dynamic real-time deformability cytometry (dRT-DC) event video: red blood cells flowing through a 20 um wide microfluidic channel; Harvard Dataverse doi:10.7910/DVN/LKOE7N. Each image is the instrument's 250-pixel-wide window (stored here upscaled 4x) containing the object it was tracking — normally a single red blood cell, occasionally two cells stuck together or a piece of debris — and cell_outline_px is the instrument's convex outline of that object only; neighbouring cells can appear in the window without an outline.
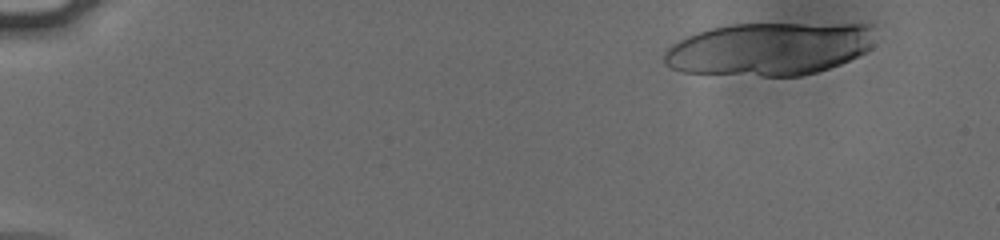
{"species": "human", "species_latin": "Homo sapiens", "temperature_condition": "cold", "stored_images_in_passage": 17, "camera_frame_rate_fps": 3000, "um_per_image_px": 0.085, "donor": {"sex": "male"}, "frame": {"image": 1, "passage_image": 1, "time_ms": 0.0, "image_size_px": [1000, 240], "cell_outline_px": [[872, 48], [868, 52], [840, 64], [816, 72], [800, 76], [760, 76], [684, 72], [672, 68], [664, 60], [664, 52], [672, 44], [688, 36], [712, 28], [732, 24], [872, 24]], "centroid_in_image_um": [65.42, 4.16], "position_along_channel_um": 19.6, "area_um2": 64.91}}